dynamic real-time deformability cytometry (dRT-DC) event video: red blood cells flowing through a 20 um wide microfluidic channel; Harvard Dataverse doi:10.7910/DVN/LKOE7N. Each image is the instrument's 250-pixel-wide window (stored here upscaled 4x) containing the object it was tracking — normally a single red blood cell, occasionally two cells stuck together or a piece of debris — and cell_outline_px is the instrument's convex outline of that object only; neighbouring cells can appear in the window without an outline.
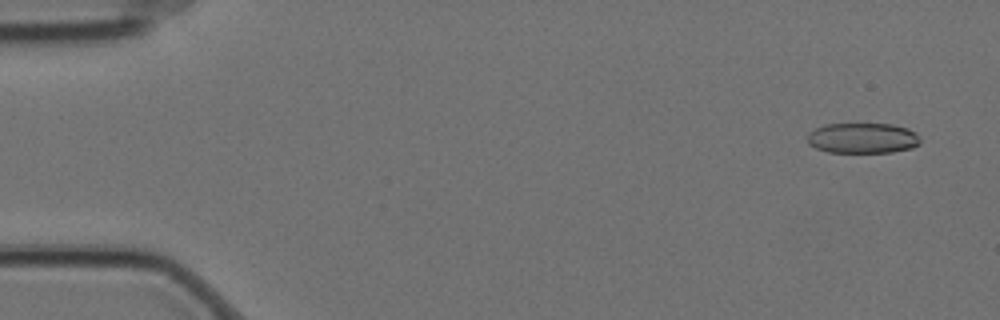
{"species": "Egyptian fruit bat (a non-hibernating species)", "species_latin": "Rousettus aegyptiacus", "temperature_condition": "cold", "stored_images_in_passage": 4, "camera_frame_rate_fps": 3000, "um_per_image_px": 0.085, "animal": {"sex": "female"}, "frame": {"image": 1, "passage_image": 1, "time_ms": 0.0, "image_size_px": [1000, 320], "cell_outline_px": [[920, 144], [912, 148], [892, 152], [828, 152], [816, 148], [808, 144], [808, 132], [824, 124], [892, 124], [908, 128], [916, 132], [920, 136]], "centroid_in_image_um": [73.35, 11.73], "position_along_channel_um": 11.7, "area_um2": 20.17}}
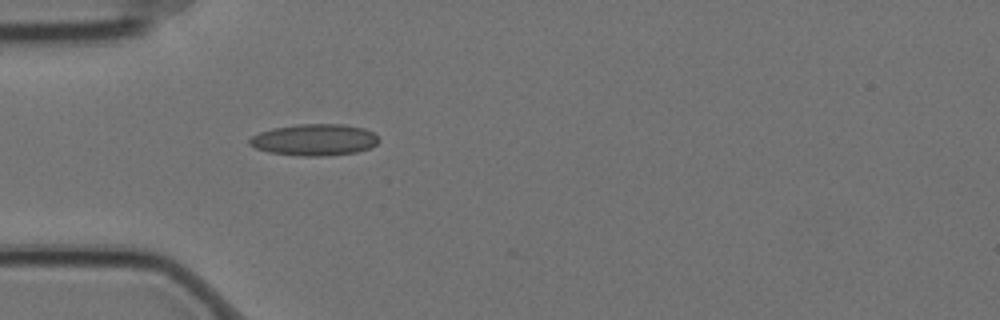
{"frame": {"image": 2, "passage_image": 4, "time_ms": 1.0, "image_size_px": [1000, 320], "cell_outline_px": [[380, 140], [376, 144], [368, 148], [356, 152], [324, 156], [300, 156], [268, 152], [256, 148], [248, 144], [248, 140], [252, 136], [260, 132], [272, 128], [296, 124], [344, 124], [364, 128], [372, 132]], "centroid_in_image_um": [26.7, 11.88], "position_along_channel_um": 58.3, "area_um2": 23.81}}